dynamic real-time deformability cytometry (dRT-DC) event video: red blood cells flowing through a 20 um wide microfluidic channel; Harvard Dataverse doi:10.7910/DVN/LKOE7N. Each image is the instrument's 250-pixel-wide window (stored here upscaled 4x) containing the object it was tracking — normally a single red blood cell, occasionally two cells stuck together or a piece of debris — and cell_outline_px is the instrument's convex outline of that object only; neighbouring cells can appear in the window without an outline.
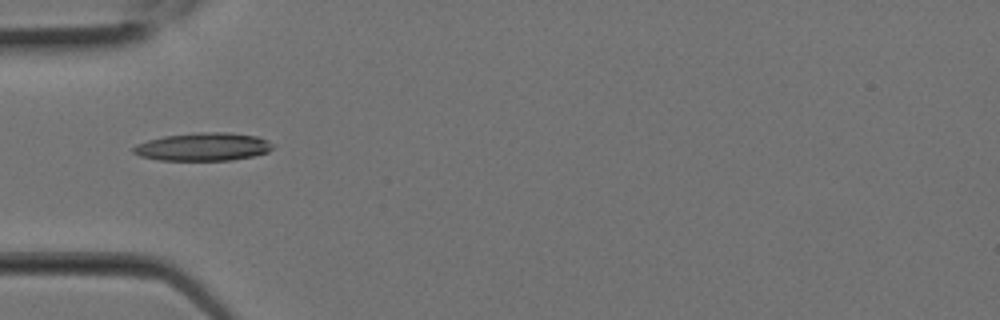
{"species": "Egyptian fruit bat (a non-hibernating species)", "species_latin": "Rousettus aegyptiacus", "temperature_condition": "room temperature", "stored_images_in_passage": 2, "camera_frame_rate_fps": 3000, "um_per_image_px": 0.085, "animal": {"sex": "female"}, "frame": {"image": 1, "passage_image": 2, "time_ms": 0.333, "image_size_px": [1000, 320], "cell_outline_px": [[276, 144], [268, 152], [252, 156], [232, 160], [160, 160], [140, 156], [132, 152], [132, 148], [136, 144], [148, 140], [164, 136], [196, 132], [228, 132], [256, 136], [268, 140]], "centroid_in_image_um": [17.28, 12.47], "position_along_channel_um": 67.7, "area_um2": 22.89}}